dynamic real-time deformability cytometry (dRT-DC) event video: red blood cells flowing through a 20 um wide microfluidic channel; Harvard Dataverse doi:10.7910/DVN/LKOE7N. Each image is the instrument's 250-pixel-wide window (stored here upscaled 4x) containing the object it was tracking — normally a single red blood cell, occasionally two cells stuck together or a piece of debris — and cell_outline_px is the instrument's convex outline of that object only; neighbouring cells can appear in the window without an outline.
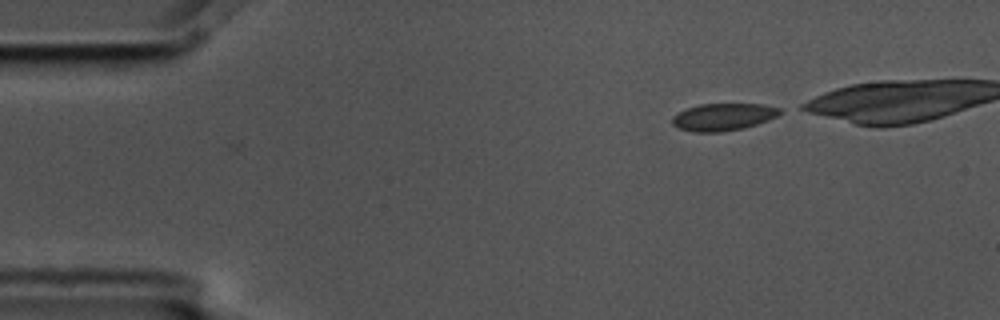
{"species": "common noctule bat (a hibernating species)", "species_latin": "Nyctalus noctula", "temperature_condition": "cold", "stored_images_in_passage": 4, "camera_frame_rate_fps": 3000, "um_per_image_px": 0.085, "animal": {"sex": "male", "body_mass_g": 17.5, "forearm_length_mm": 52.3}, "frame": {"image": 1, "passage_image": 1, "time_ms": 0.0, "image_size_px": [1000, 320], "cell_outline_px": [[780, 112], [776, 116], [768, 120], [744, 128], [720, 132], [692, 132], [680, 128], [672, 124], [672, 116], [688, 108], [700, 104], [764, 104], [780, 108]], "centroid_in_image_um": [61.46, 9.94], "position_along_channel_um": 23.5, "area_um2": 16.94}}